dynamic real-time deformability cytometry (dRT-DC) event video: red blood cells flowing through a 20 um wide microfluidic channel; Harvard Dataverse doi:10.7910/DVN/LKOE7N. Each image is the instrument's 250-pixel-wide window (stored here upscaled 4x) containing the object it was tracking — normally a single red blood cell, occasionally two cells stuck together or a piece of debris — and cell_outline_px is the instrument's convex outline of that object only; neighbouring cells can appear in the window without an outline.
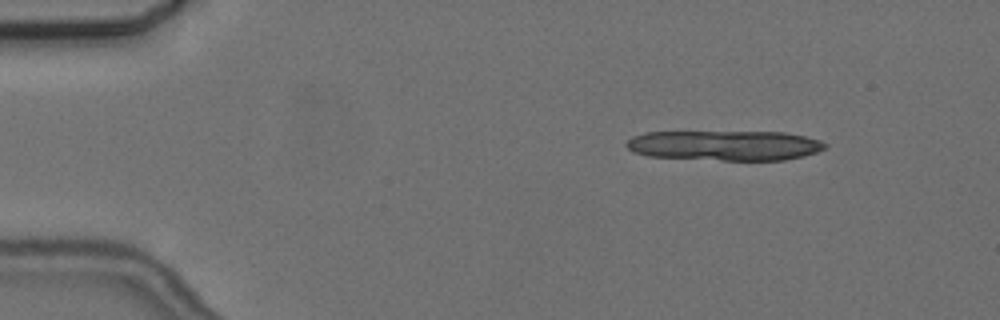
{"species": "common noctule bat (a hibernating species)", "species_latin": "Nyctalus noctula", "temperature_condition": "cold", "stored_images_in_passage": 6, "camera_frame_rate_fps": 3000, "um_per_image_px": 0.085, "animal": {"sex": "female", "body_mass_g": 24.6, "forearm_length_mm": 56.2}, "frame": {"image": 1, "passage_image": 2, "time_ms": 2.0, "image_size_px": [1000, 320], "cell_outline_px": [[828, 148], [804, 156], [784, 160], [724, 160], [648, 156], [632, 152], [624, 144], [632, 136], [644, 132], [784, 132], [804, 136], [820, 140], [828, 144]], "centroid_in_image_um": [61.62, 12.36], "position_along_channel_um": 23.4, "area_um2": 34.91}}
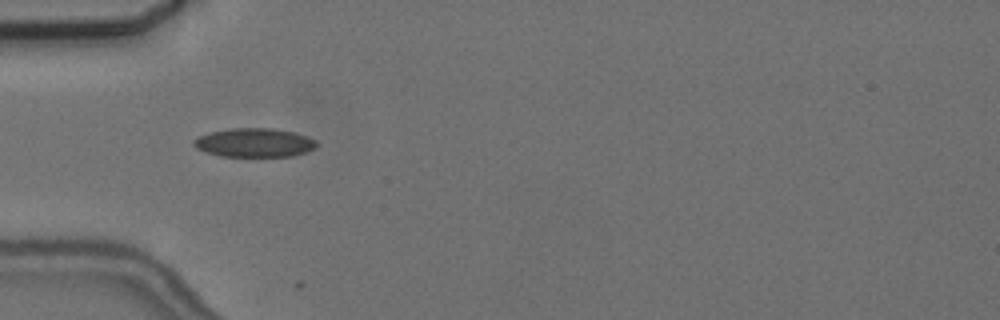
{"frame": {"image": 2, "passage_image": 5, "time_ms": 5.667, "image_size_px": [1000, 320], "cell_outline_px": [[320, 144], [316, 148], [308, 152], [292, 156], [220, 156], [196, 148], [192, 144], [192, 140], [200, 136], [212, 132], [232, 128], [272, 128], [296, 132], [308, 136], [316, 140]], "centroid_in_image_um": [21.7, 12.12], "position_along_channel_um": 63.3, "area_um2": 20.81}}